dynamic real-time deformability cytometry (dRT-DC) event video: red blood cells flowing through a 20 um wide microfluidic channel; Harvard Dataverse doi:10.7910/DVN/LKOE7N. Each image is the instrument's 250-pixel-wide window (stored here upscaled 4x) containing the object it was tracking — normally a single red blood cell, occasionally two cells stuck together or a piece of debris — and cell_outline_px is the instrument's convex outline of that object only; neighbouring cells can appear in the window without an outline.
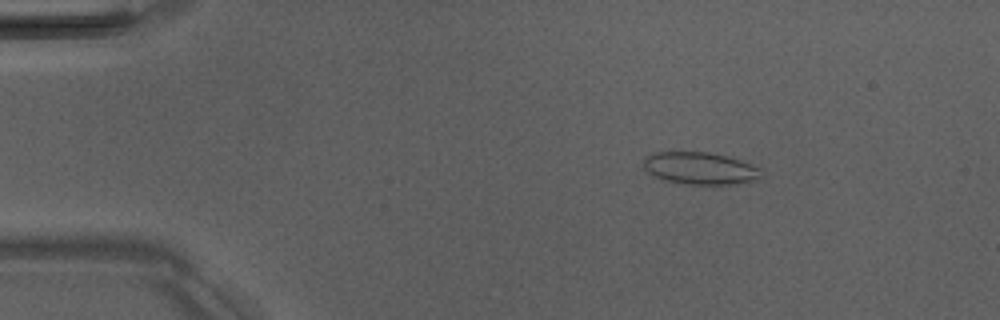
{"species": "Egyptian fruit bat (a non-hibernating species)", "species_latin": "Rousettus aegyptiacus", "temperature_condition": "room temperature", "stored_images_in_passage": 4, "camera_frame_rate_fps": 3000, "um_per_image_px": 0.085, "animal": {"sex": "male"}, "frame": {"image": 1, "passage_image": 3, "time_ms": 2.0, "image_size_px": [1000, 320], "cell_outline_px": [[764, 176], [756, 180], [732, 184], [684, 184], [664, 180], [652, 176], [644, 168], [644, 160], [648, 156], [656, 152], [708, 152], [740, 160], [764, 168]], "centroid_in_image_um": [59.57, 14.32], "position_along_channel_um": 25.4, "area_um2": 22.25}}